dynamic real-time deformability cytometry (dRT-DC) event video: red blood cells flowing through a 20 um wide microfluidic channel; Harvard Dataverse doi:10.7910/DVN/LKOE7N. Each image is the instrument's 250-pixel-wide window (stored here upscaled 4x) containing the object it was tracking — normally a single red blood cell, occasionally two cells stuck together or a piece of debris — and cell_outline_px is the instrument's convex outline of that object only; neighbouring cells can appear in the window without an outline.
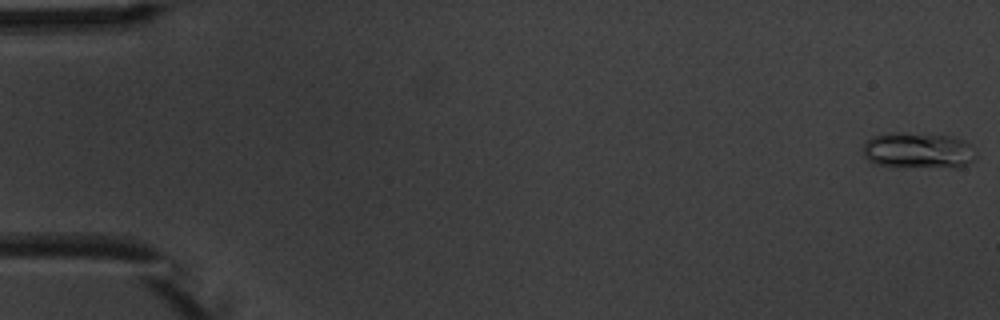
{"species": "common noctule bat (a hibernating species)", "species_latin": "Nyctalus noctula", "temperature_condition": "warm", "stored_images_in_passage": 5, "camera_frame_rate_fps": 3000, "um_per_image_px": 0.085, "animal": {"sex": "male", "body_mass_g": 20.1, "forearm_length_mm": 53.5}, "frame": {"image": 1, "passage_image": 1, "time_ms": 0.0, "image_size_px": [1000, 320], "cell_outline_px": [[976, 160], [968, 164], [956, 168], [876, 164], [868, 160], [864, 156], [864, 144], [872, 136], [892, 132], [904, 132], [948, 136], [964, 140], [976, 152]], "centroid_in_image_um": [78.08, 12.78], "position_along_channel_um": 6.9, "area_um2": 23.52}}